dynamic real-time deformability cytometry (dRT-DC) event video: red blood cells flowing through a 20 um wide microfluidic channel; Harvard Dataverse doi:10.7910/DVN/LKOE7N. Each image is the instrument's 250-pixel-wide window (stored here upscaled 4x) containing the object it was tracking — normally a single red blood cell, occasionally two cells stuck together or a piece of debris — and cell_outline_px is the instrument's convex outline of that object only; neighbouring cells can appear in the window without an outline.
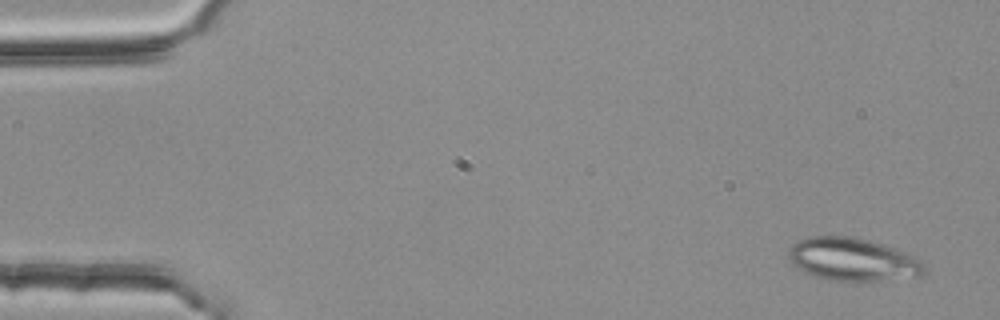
{"species": "common noctule bat (a hibernating species)", "species_latin": "Nyctalus noctula", "temperature_condition": "room temperature", "stored_images_in_passage": 4, "camera_frame_rate_fps": 3000, "um_per_image_px": 0.085, "animal": {"sex": "female", "body_mass_g": 25.1}, "frame": {"image": 1, "passage_image": 1, "time_ms": 0.0, "image_size_px": [1000, 320], "cell_outline_px": [[928, 268], [920, 276], [852, 284], [828, 280], [804, 272], [792, 264], [788, 256], [788, 248], [792, 244], [800, 240], [812, 236], [852, 236], [868, 240], [916, 256]], "centroid_in_image_um": [72.48, 22.09], "position_along_channel_um": 12.5, "area_um2": 34.62}}